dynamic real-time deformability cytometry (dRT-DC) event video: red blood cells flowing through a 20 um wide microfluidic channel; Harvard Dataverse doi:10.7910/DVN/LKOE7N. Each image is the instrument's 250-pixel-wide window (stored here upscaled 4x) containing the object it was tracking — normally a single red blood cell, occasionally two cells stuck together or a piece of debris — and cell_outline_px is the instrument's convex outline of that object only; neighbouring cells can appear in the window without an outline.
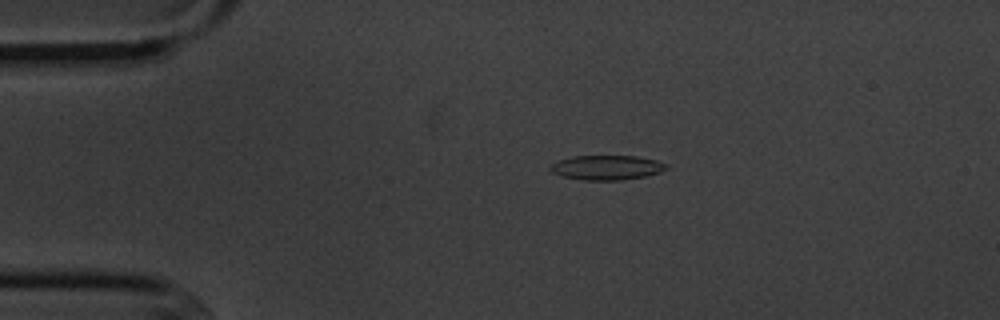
{"species": "common noctule bat (a hibernating species)", "species_latin": "Nyctalus noctula", "temperature_condition": "cold", "stored_images_in_passage": 5, "camera_frame_rate_fps": 3000, "um_per_image_px": 0.085, "animal": {"sex": "male", "body_mass_g": 20.1, "forearm_length_mm": 53.5}, "frame": {"image": 1, "passage_image": 3, "time_ms": 3.333, "image_size_px": [1000, 320], "cell_outline_px": [[668, 168], [660, 172], [644, 176], [620, 180], [584, 180], [560, 176], [552, 172], [548, 168], [548, 164], [556, 160], [572, 156], [636, 156], [656, 160], [664, 164]], "centroid_in_image_um": [51.47, 14.23], "position_along_channel_um": 33.5, "area_um2": 16.7}}